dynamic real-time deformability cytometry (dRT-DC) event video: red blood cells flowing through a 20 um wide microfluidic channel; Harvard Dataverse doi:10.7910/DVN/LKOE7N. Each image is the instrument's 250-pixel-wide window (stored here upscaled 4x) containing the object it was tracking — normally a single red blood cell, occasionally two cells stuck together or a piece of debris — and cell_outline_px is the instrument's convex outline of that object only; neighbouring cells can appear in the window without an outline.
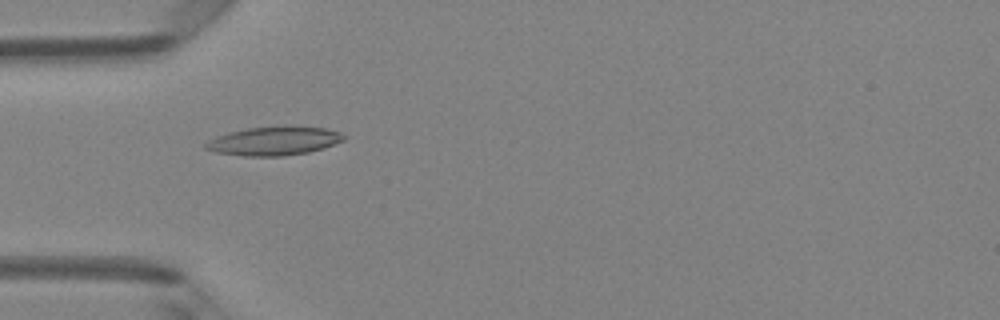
{"species": "Egyptian fruit bat (a non-hibernating species)", "species_latin": "Rousettus aegyptiacus", "temperature_condition": "room temperature", "stored_images_in_passage": 45, "camera_frame_rate_fps": 3000, "um_per_image_px": 0.085, "animal": {"sex": "female"}, "frame": {"image": 1, "passage_image": 12, "time_ms": 3.667, "image_size_px": [1000, 320], "cell_outline_px": [[344, 140], [324, 148], [308, 152], [280, 156], [244, 156], [216, 152], [204, 148], [204, 144], [208, 140], [216, 136], [228, 132], [248, 128], [324, 128], [340, 132], [344, 136]], "centroid_in_image_um": [23.23, 12.01], "position_along_channel_um": 61.8, "area_um2": 22.37}}
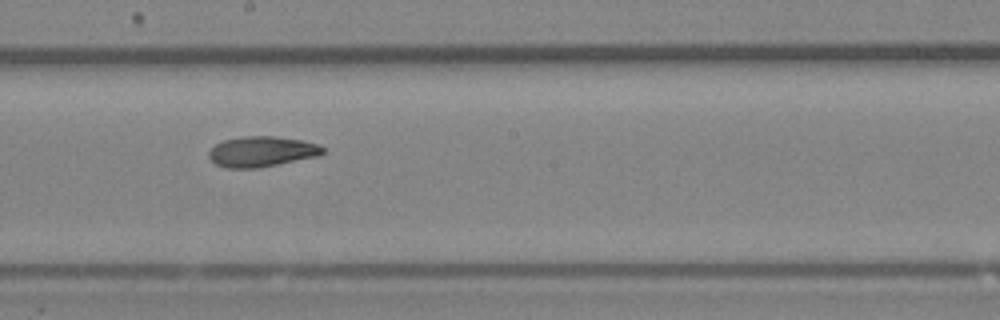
{"frame": {"image": 2, "passage_image": 24, "time_ms": 7.667, "image_size_px": [1000, 320], "cell_outline_px": [[324, 152], [320, 156], [260, 168], [224, 168], [216, 164], [208, 156], [208, 152], [216, 144], [224, 140], [244, 136], [276, 136], [300, 140], [320, 144], [324, 148]], "centroid_in_image_um": [22.27, 12.89], "position_along_channel_um": 225.9, "area_um2": 20.4}}
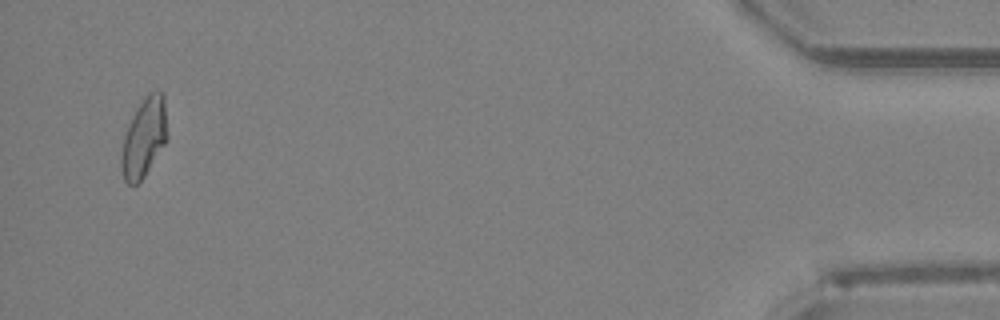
{"frame": {"image": 3, "passage_image": 44, "time_ms": 14.333, "image_size_px": [1000, 320], "cell_outline_px": [[168, 140], [144, 176], [136, 184], [128, 184], [124, 180], [120, 168], [120, 156], [124, 136], [128, 124], [140, 104], [148, 92], [156, 88], [164, 92], [168, 136]], "centroid_in_image_um": [12.26, 11.67], "position_along_channel_um": 422.9, "area_um2": 21.5}, "authors_computed_cell_mechanics": {"area_um2": 20.5768, "velocity_mm_per_s": 4.1645, "shape_relaxation_time_tau1_ms": null, "shape_relaxation_time_tau2_ms": 9.4392, "deformation_change_tau1": null, "deformation_change_tau2": 0.1842}}